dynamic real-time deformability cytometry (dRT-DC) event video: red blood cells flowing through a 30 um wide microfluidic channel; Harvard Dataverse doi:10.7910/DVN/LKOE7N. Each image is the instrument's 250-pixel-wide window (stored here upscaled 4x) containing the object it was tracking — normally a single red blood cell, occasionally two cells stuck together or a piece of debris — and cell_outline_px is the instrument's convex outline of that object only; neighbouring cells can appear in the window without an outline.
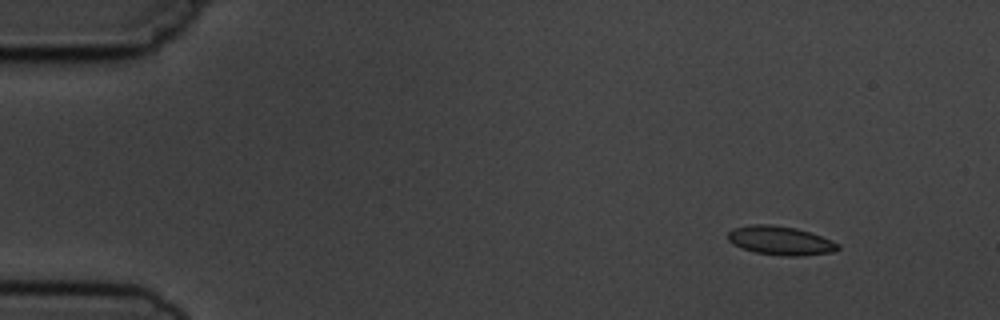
{"species": "common noctule bat (a hibernating species)", "species_latin": "Nyctalus noctula", "temperature_condition": "cold", "stored_images_in_passage": 4, "camera_frame_rate_fps": 3000, "um_per_image_px": 0.085, "animal": {"sex": "male", "body_mass_g": 19.5, "forearm_length_mm": 54.6}, "frame": {"image": 1, "passage_image": 1, "time_ms": 0.0, "image_size_px": [1000, 320], "cell_outline_px": [[840, 248], [836, 252], [800, 256], [780, 256], [756, 252], [732, 244], [728, 240], [728, 232], [732, 228], [752, 224], [768, 224], [796, 228], [832, 240], [840, 244]], "centroid_in_image_um": [66.35, 20.45], "position_along_channel_um": 18.7, "area_um2": 18.55}}
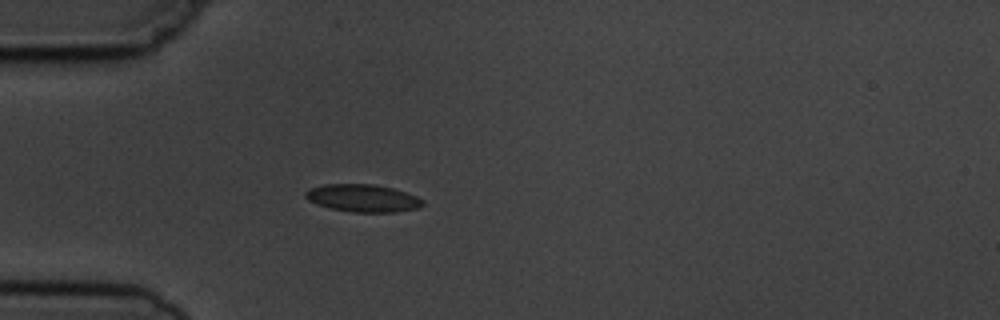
{"frame": {"image": 2, "passage_image": 4, "time_ms": 3.333, "image_size_px": [1000, 320], "cell_outline_px": [[424, 204], [416, 208], [396, 212], [352, 212], [332, 208], [316, 204], [308, 200], [304, 196], [304, 192], [308, 188], [324, 184], [376, 184], [392, 188], [416, 196], [424, 200]], "centroid_in_image_um": [30.8, 16.83], "position_along_channel_um": 54.2, "area_um2": 18.84}}